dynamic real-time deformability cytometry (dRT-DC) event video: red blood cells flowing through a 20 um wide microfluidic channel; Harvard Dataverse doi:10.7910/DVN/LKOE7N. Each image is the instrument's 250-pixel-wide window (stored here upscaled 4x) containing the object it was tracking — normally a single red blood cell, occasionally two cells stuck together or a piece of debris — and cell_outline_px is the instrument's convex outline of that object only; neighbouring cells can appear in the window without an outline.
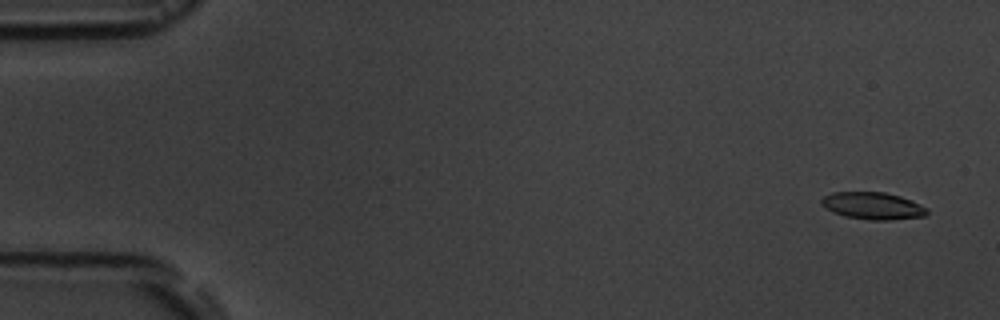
{"species": "common noctule bat (a hibernating species)", "species_latin": "Nyctalus noctula", "temperature_condition": "room temperature", "stored_images_in_passage": 5, "camera_frame_rate_fps": 3000, "um_per_image_px": 0.085, "animal": {"sex": "male", "body_mass_g": 19.5, "forearm_length_mm": 54.6}, "frame": {"image": 1, "passage_image": 1, "time_ms": 0.0, "image_size_px": [1000, 320], "cell_outline_px": [[928, 212], [924, 216], [892, 220], [868, 220], [844, 216], [832, 212], [824, 208], [820, 204], [820, 200], [824, 196], [832, 192], [884, 192], [900, 196], [912, 200], [928, 208]], "centroid_in_image_um": [74.16, 17.49], "position_along_channel_um": 10.8, "area_um2": 16.94}}
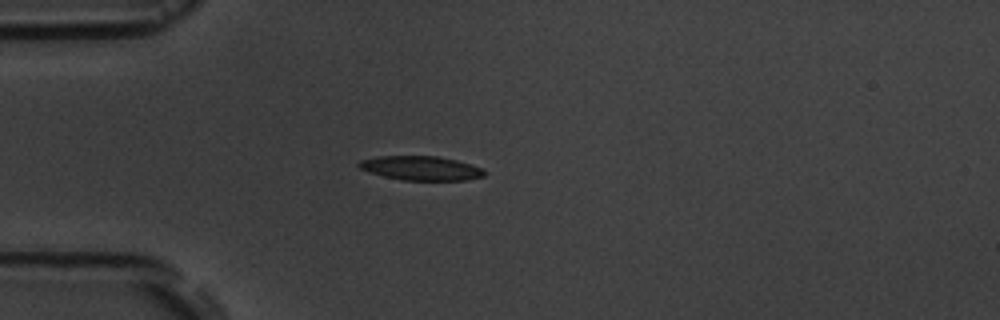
{"frame": {"image": 2, "passage_image": 5, "time_ms": 4.333, "image_size_px": [1000, 320], "cell_outline_px": [[488, 172], [484, 176], [468, 180], [404, 180], [384, 176], [360, 168], [356, 164], [360, 160], [376, 156], [436, 156], [456, 160], [480, 168]], "centroid_in_image_um": [35.78, 14.29], "position_along_channel_um": 49.2, "area_um2": 17.51}}